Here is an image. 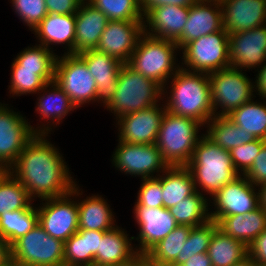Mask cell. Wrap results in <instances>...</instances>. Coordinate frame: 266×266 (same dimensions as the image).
Segmentation results:
<instances>
[{
    "mask_svg": "<svg viewBox=\"0 0 266 266\" xmlns=\"http://www.w3.org/2000/svg\"><path fill=\"white\" fill-rule=\"evenodd\" d=\"M47 136L35 134L10 167V173L33 200L66 195L76 184L65 158Z\"/></svg>",
    "mask_w": 266,
    "mask_h": 266,
    "instance_id": "1",
    "label": "cell"
},
{
    "mask_svg": "<svg viewBox=\"0 0 266 266\" xmlns=\"http://www.w3.org/2000/svg\"><path fill=\"white\" fill-rule=\"evenodd\" d=\"M169 81L171 89L167 90L169 86L163 88V100L166 101L162 103L166 102V110L177 116L192 118L205 126L214 116L209 75L181 67Z\"/></svg>",
    "mask_w": 266,
    "mask_h": 266,
    "instance_id": "2",
    "label": "cell"
},
{
    "mask_svg": "<svg viewBox=\"0 0 266 266\" xmlns=\"http://www.w3.org/2000/svg\"><path fill=\"white\" fill-rule=\"evenodd\" d=\"M196 190L213 197L224 185L239 176L233 166L230 151L224 150L205 134H201L193 156L186 165Z\"/></svg>",
    "mask_w": 266,
    "mask_h": 266,
    "instance_id": "3",
    "label": "cell"
},
{
    "mask_svg": "<svg viewBox=\"0 0 266 266\" xmlns=\"http://www.w3.org/2000/svg\"><path fill=\"white\" fill-rule=\"evenodd\" d=\"M178 51L181 50L175 41L152 37L144 33L127 65L164 88L169 84V78L181 68L180 63L176 62Z\"/></svg>",
    "mask_w": 266,
    "mask_h": 266,
    "instance_id": "4",
    "label": "cell"
},
{
    "mask_svg": "<svg viewBox=\"0 0 266 266\" xmlns=\"http://www.w3.org/2000/svg\"><path fill=\"white\" fill-rule=\"evenodd\" d=\"M200 122L165 111L155 144L168 166H186L200 139Z\"/></svg>",
    "mask_w": 266,
    "mask_h": 266,
    "instance_id": "5",
    "label": "cell"
},
{
    "mask_svg": "<svg viewBox=\"0 0 266 266\" xmlns=\"http://www.w3.org/2000/svg\"><path fill=\"white\" fill-rule=\"evenodd\" d=\"M163 96L160 84L124 64L119 71L116 91L105 108L118 119L160 103Z\"/></svg>",
    "mask_w": 266,
    "mask_h": 266,
    "instance_id": "6",
    "label": "cell"
},
{
    "mask_svg": "<svg viewBox=\"0 0 266 266\" xmlns=\"http://www.w3.org/2000/svg\"><path fill=\"white\" fill-rule=\"evenodd\" d=\"M208 75L214 116H228L256 97L254 82L240 69L230 66Z\"/></svg>",
    "mask_w": 266,
    "mask_h": 266,
    "instance_id": "7",
    "label": "cell"
},
{
    "mask_svg": "<svg viewBox=\"0 0 266 266\" xmlns=\"http://www.w3.org/2000/svg\"><path fill=\"white\" fill-rule=\"evenodd\" d=\"M11 260L20 266H64V242L37 225L11 246Z\"/></svg>",
    "mask_w": 266,
    "mask_h": 266,
    "instance_id": "8",
    "label": "cell"
},
{
    "mask_svg": "<svg viewBox=\"0 0 266 266\" xmlns=\"http://www.w3.org/2000/svg\"><path fill=\"white\" fill-rule=\"evenodd\" d=\"M181 50V67L187 71L209 74L231 66L229 33L224 28L187 43Z\"/></svg>",
    "mask_w": 266,
    "mask_h": 266,
    "instance_id": "9",
    "label": "cell"
},
{
    "mask_svg": "<svg viewBox=\"0 0 266 266\" xmlns=\"http://www.w3.org/2000/svg\"><path fill=\"white\" fill-rule=\"evenodd\" d=\"M77 184L72 191L60 197L42 199L41 206L37 207L38 223L53 238L67 241L78 231V206L74 197L83 195ZM73 199H71V198Z\"/></svg>",
    "mask_w": 266,
    "mask_h": 266,
    "instance_id": "10",
    "label": "cell"
},
{
    "mask_svg": "<svg viewBox=\"0 0 266 266\" xmlns=\"http://www.w3.org/2000/svg\"><path fill=\"white\" fill-rule=\"evenodd\" d=\"M54 82L77 108L96 102L97 86L86 63L77 54L57 57Z\"/></svg>",
    "mask_w": 266,
    "mask_h": 266,
    "instance_id": "11",
    "label": "cell"
},
{
    "mask_svg": "<svg viewBox=\"0 0 266 266\" xmlns=\"http://www.w3.org/2000/svg\"><path fill=\"white\" fill-rule=\"evenodd\" d=\"M112 158L116 170L141 179L158 177L168 167L156 144L125 143L118 140Z\"/></svg>",
    "mask_w": 266,
    "mask_h": 266,
    "instance_id": "12",
    "label": "cell"
},
{
    "mask_svg": "<svg viewBox=\"0 0 266 266\" xmlns=\"http://www.w3.org/2000/svg\"><path fill=\"white\" fill-rule=\"evenodd\" d=\"M211 199L215 211H210V219L214 221L220 216L244 215L260 206L259 189L244 175L224 185Z\"/></svg>",
    "mask_w": 266,
    "mask_h": 266,
    "instance_id": "13",
    "label": "cell"
},
{
    "mask_svg": "<svg viewBox=\"0 0 266 266\" xmlns=\"http://www.w3.org/2000/svg\"><path fill=\"white\" fill-rule=\"evenodd\" d=\"M34 136L35 126L26 117L0 103V163L11 167Z\"/></svg>",
    "mask_w": 266,
    "mask_h": 266,
    "instance_id": "14",
    "label": "cell"
},
{
    "mask_svg": "<svg viewBox=\"0 0 266 266\" xmlns=\"http://www.w3.org/2000/svg\"><path fill=\"white\" fill-rule=\"evenodd\" d=\"M165 111V104L159 103L122 115L116 119L115 124L119 130L118 140L125 143L155 144Z\"/></svg>",
    "mask_w": 266,
    "mask_h": 266,
    "instance_id": "15",
    "label": "cell"
},
{
    "mask_svg": "<svg viewBox=\"0 0 266 266\" xmlns=\"http://www.w3.org/2000/svg\"><path fill=\"white\" fill-rule=\"evenodd\" d=\"M229 62L242 71H257L266 63V24L229 34Z\"/></svg>",
    "mask_w": 266,
    "mask_h": 266,
    "instance_id": "16",
    "label": "cell"
},
{
    "mask_svg": "<svg viewBox=\"0 0 266 266\" xmlns=\"http://www.w3.org/2000/svg\"><path fill=\"white\" fill-rule=\"evenodd\" d=\"M143 34V21H108L96 50L127 64Z\"/></svg>",
    "mask_w": 266,
    "mask_h": 266,
    "instance_id": "17",
    "label": "cell"
},
{
    "mask_svg": "<svg viewBox=\"0 0 266 266\" xmlns=\"http://www.w3.org/2000/svg\"><path fill=\"white\" fill-rule=\"evenodd\" d=\"M133 211L140 230L137 237L133 236V240L139 243L135 247L136 252L147 253L178 226L169 209L165 207L134 206Z\"/></svg>",
    "mask_w": 266,
    "mask_h": 266,
    "instance_id": "18",
    "label": "cell"
},
{
    "mask_svg": "<svg viewBox=\"0 0 266 266\" xmlns=\"http://www.w3.org/2000/svg\"><path fill=\"white\" fill-rule=\"evenodd\" d=\"M77 55L86 63L94 77L97 86L96 102L103 103L105 107L116 91L119 71L124 64L96 49H89Z\"/></svg>",
    "mask_w": 266,
    "mask_h": 266,
    "instance_id": "19",
    "label": "cell"
},
{
    "mask_svg": "<svg viewBox=\"0 0 266 266\" xmlns=\"http://www.w3.org/2000/svg\"><path fill=\"white\" fill-rule=\"evenodd\" d=\"M223 28L222 6L211 1L198 0L189 7L182 35L175 43L181 50L187 43Z\"/></svg>",
    "mask_w": 266,
    "mask_h": 266,
    "instance_id": "20",
    "label": "cell"
},
{
    "mask_svg": "<svg viewBox=\"0 0 266 266\" xmlns=\"http://www.w3.org/2000/svg\"><path fill=\"white\" fill-rule=\"evenodd\" d=\"M221 6L223 27L229 34L266 24V0H228Z\"/></svg>",
    "mask_w": 266,
    "mask_h": 266,
    "instance_id": "21",
    "label": "cell"
},
{
    "mask_svg": "<svg viewBox=\"0 0 266 266\" xmlns=\"http://www.w3.org/2000/svg\"><path fill=\"white\" fill-rule=\"evenodd\" d=\"M40 91L37 93L41 95L37 98L38 102L36 104L37 106H35V111L40 114V119L45 120L47 124L45 125L43 123L37 126L35 128V134L47 135L49 133L51 134L50 131H53L51 127L62 123V119H65L64 117L71 113V111L77 109V107L54 81L47 83Z\"/></svg>",
    "mask_w": 266,
    "mask_h": 266,
    "instance_id": "22",
    "label": "cell"
},
{
    "mask_svg": "<svg viewBox=\"0 0 266 266\" xmlns=\"http://www.w3.org/2000/svg\"><path fill=\"white\" fill-rule=\"evenodd\" d=\"M188 14L189 7L176 5L155 7L144 16V33L176 41L182 35Z\"/></svg>",
    "mask_w": 266,
    "mask_h": 266,
    "instance_id": "23",
    "label": "cell"
},
{
    "mask_svg": "<svg viewBox=\"0 0 266 266\" xmlns=\"http://www.w3.org/2000/svg\"><path fill=\"white\" fill-rule=\"evenodd\" d=\"M75 31V14L58 15L48 13L33 30V34H35L39 44L49 50L53 49L50 45L65 44L66 51L64 54L69 55L74 54Z\"/></svg>",
    "mask_w": 266,
    "mask_h": 266,
    "instance_id": "24",
    "label": "cell"
},
{
    "mask_svg": "<svg viewBox=\"0 0 266 266\" xmlns=\"http://www.w3.org/2000/svg\"><path fill=\"white\" fill-rule=\"evenodd\" d=\"M76 17V31L74 41V54L96 49L99 44L101 34L103 33L108 19L105 14L95 8L87 0H84Z\"/></svg>",
    "mask_w": 266,
    "mask_h": 266,
    "instance_id": "25",
    "label": "cell"
},
{
    "mask_svg": "<svg viewBox=\"0 0 266 266\" xmlns=\"http://www.w3.org/2000/svg\"><path fill=\"white\" fill-rule=\"evenodd\" d=\"M215 222L225 234L243 242L247 247L266 228V210L260 205L244 215L220 216Z\"/></svg>",
    "mask_w": 266,
    "mask_h": 266,
    "instance_id": "26",
    "label": "cell"
},
{
    "mask_svg": "<svg viewBox=\"0 0 266 266\" xmlns=\"http://www.w3.org/2000/svg\"><path fill=\"white\" fill-rule=\"evenodd\" d=\"M119 226L106 231L94 256V266H110L128 261L137 252L132 246L133 237Z\"/></svg>",
    "mask_w": 266,
    "mask_h": 266,
    "instance_id": "27",
    "label": "cell"
},
{
    "mask_svg": "<svg viewBox=\"0 0 266 266\" xmlns=\"http://www.w3.org/2000/svg\"><path fill=\"white\" fill-rule=\"evenodd\" d=\"M104 231L78 230L64 242V266H94Z\"/></svg>",
    "mask_w": 266,
    "mask_h": 266,
    "instance_id": "28",
    "label": "cell"
},
{
    "mask_svg": "<svg viewBox=\"0 0 266 266\" xmlns=\"http://www.w3.org/2000/svg\"><path fill=\"white\" fill-rule=\"evenodd\" d=\"M78 206V230L109 231L115 225L113 210L108 202L100 195L87 196Z\"/></svg>",
    "mask_w": 266,
    "mask_h": 266,
    "instance_id": "29",
    "label": "cell"
},
{
    "mask_svg": "<svg viewBox=\"0 0 266 266\" xmlns=\"http://www.w3.org/2000/svg\"><path fill=\"white\" fill-rule=\"evenodd\" d=\"M191 226L178 225L146 254L149 265L181 266L182 249L191 231Z\"/></svg>",
    "mask_w": 266,
    "mask_h": 266,
    "instance_id": "30",
    "label": "cell"
},
{
    "mask_svg": "<svg viewBox=\"0 0 266 266\" xmlns=\"http://www.w3.org/2000/svg\"><path fill=\"white\" fill-rule=\"evenodd\" d=\"M157 178L161 181L163 207L167 209L197 191L193 177L186 166H168Z\"/></svg>",
    "mask_w": 266,
    "mask_h": 266,
    "instance_id": "31",
    "label": "cell"
},
{
    "mask_svg": "<svg viewBox=\"0 0 266 266\" xmlns=\"http://www.w3.org/2000/svg\"><path fill=\"white\" fill-rule=\"evenodd\" d=\"M206 125L205 135L224 150L230 151L256 139L227 116H213Z\"/></svg>",
    "mask_w": 266,
    "mask_h": 266,
    "instance_id": "32",
    "label": "cell"
},
{
    "mask_svg": "<svg viewBox=\"0 0 266 266\" xmlns=\"http://www.w3.org/2000/svg\"><path fill=\"white\" fill-rule=\"evenodd\" d=\"M207 253L212 266H232L248 256V247L217 228Z\"/></svg>",
    "mask_w": 266,
    "mask_h": 266,
    "instance_id": "33",
    "label": "cell"
},
{
    "mask_svg": "<svg viewBox=\"0 0 266 266\" xmlns=\"http://www.w3.org/2000/svg\"><path fill=\"white\" fill-rule=\"evenodd\" d=\"M38 223L37 207L33 204L27 209L5 212L0 215V237L10 246L27 234Z\"/></svg>",
    "mask_w": 266,
    "mask_h": 266,
    "instance_id": "34",
    "label": "cell"
},
{
    "mask_svg": "<svg viewBox=\"0 0 266 266\" xmlns=\"http://www.w3.org/2000/svg\"><path fill=\"white\" fill-rule=\"evenodd\" d=\"M261 100L264 102H256L253 98L232 111L227 117L256 139L266 140V99Z\"/></svg>",
    "mask_w": 266,
    "mask_h": 266,
    "instance_id": "35",
    "label": "cell"
},
{
    "mask_svg": "<svg viewBox=\"0 0 266 266\" xmlns=\"http://www.w3.org/2000/svg\"><path fill=\"white\" fill-rule=\"evenodd\" d=\"M199 191L180 201L173 207L169 208L170 213L175 218L178 225L199 226L210 219V203ZM209 203V204H208Z\"/></svg>",
    "mask_w": 266,
    "mask_h": 266,
    "instance_id": "36",
    "label": "cell"
},
{
    "mask_svg": "<svg viewBox=\"0 0 266 266\" xmlns=\"http://www.w3.org/2000/svg\"><path fill=\"white\" fill-rule=\"evenodd\" d=\"M55 75H39V68L11 67L10 96L38 93Z\"/></svg>",
    "mask_w": 266,
    "mask_h": 266,
    "instance_id": "37",
    "label": "cell"
},
{
    "mask_svg": "<svg viewBox=\"0 0 266 266\" xmlns=\"http://www.w3.org/2000/svg\"><path fill=\"white\" fill-rule=\"evenodd\" d=\"M41 44L27 47L18 53L11 67L39 68V75H55V65L58 55Z\"/></svg>",
    "mask_w": 266,
    "mask_h": 266,
    "instance_id": "38",
    "label": "cell"
},
{
    "mask_svg": "<svg viewBox=\"0 0 266 266\" xmlns=\"http://www.w3.org/2000/svg\"><path fill=\"white\" fill-rule=\"evenodd\" d=\"M109 21H143L140 0H87Z\"/></svg>",
    "mask_w": 266,
    "mask_h": 266,
    "instance_id": "39",
    "label": "cell"
},
{
    "mask_svg": "<svg viewBox=\"0 0 266 266\" xmlns=\"http://www.w3.org/2000/svg\"><path fill=\"white\" fill-rule=\"evenodd\" d=\"M34 201L23 185L10 173L0 184V215L27 209Z\"/></svg>",
    "mask_w": 266,
    "mask_h": 266,
    "instance_id": "40",
    "label": "cell"
},
{
    "mask_svg": "<svg viewBox=\"0 0 266 266\" xmlns=\"http://www.w3.org/2000/svg\"><path fill=\"white\" fill-rule=\"evenodd\" d=\"M218 228L214 220L191 228L187 241L182 249V264L193 255L208 251L213 233Z\"/></svg>",
    "mask_w": 266,
    "mask_h": 266,
    "instance_id": "41",
    "label": "cell"
},
{
    "mask_svg": "<svg viewBox=\"0 0 266 266\" xmlns=\"http://www.w3.org/2000/svg\"><path fill=\"white\" fill-rule=\"evenodd\" d=\"M15 13L20 17L23 24L33 31L46 17L47 8L45 0H10Z\"/></svg>",
    "mask_w": 266,
    "mask_h": 266,
    "instance_id": "42",
    "label": "cell"
},
{
    "mask_svg": "<svg viewBox=\"0 0 266 266\" xmlns=\"http://www.w3.org/2000/svg\"><path fill=\"white\" fill-rule=\"evenodd\" d=\"M265 143L264 139H255L230 150L233 166L239 175H244L250 169Z\"/></svg>",
    "mask_w": 266,
    "mask_h": 266,
    "instance_id": "43",
    "label": "cell"
},
{
    "mask_svg": "<svg viewBox=\"0 0 266 266\" xmlns=\"http://www.w3.org/2000/svg\"><path fill=\"white\" fill-rule=\"evenodd\" d=\"M134 206H147L150 208L163 207V192L161 181L157 177L143 178Z\"/></svg>",
    "mask_w": 266,
    "mask_h": 266,
    "instance_id": "44",
    "label": "cell"
},
{
    "mask_svg": "<svg viewBox=\"0 0 266 266\" xmlns=\"http://www.w3.org/2000/svg\"><path fill=\"white\" fill-rule=\"evenodd\" d=\"M244 176L256 187L266 182V143Z\"/></svg>",
    "mask_w": 266,
    "mask_h": 266,
    "instance_id": "45",
    "label": "cell"
},
{
    "mask_svg": "<svg viewBox=\"0 0 266 266\" xmlns=\"http://www.w3.org/2000/svg\"><path fill=\"white\" fill-rule=\"evenodd\" d=\"M84 0H45L47 13L51 14H76Z\"/></svg>",
    "mask_w": 266,
    "mask_h": 266,
    "instance_id": "46",
    "label": "cell"
},
{
    "mask_svg": "<svg viewBox=\"0 0 266 266\" xmlns=\"http://www.w3.org/2000/svg\"><path fill=\"white\" fill-rule=\"evenodd\" d=\"M248 255L256 265L266 264V228L249 245Z\"/></svg>",
    "mask_w": 266,
    "mask_h": 266,
    "instance_id": "47",
    "label": "cell"
},
{
    "mask_svg": "<svg viewBox=\"0 0 266 266\" xmlns=\"http://www.w3.org/2000/svg\"><path fill=\"white\" fill-rule=\"evenodd\" d=\"M198 0H140L142 15L145 16L150 10L163 5H176L190 7Z\"/></svg>",
    "mask_w": 266,
    "mask_h": 266,
    "instance_id": "48",
    "label": "cell"
},
{
    "mask_svg": "<svg viewBox=\"0 0 266 266\" xmlns=\"http://www.w3.org/2000/svg\"><path fill=\"white\" fill-rule=\"evenodd\" d=\"M256 75V80L254 82L255 95H259L261 99H266V63L258 69Z\"/></svg>",
    "mask_w": 266,
    "mask_h": 266,
    "instance_id": "49",
    "label": "cell"
},
{
    "mask_svg": "<svg viewBox=\"0 0 266 266\" xmlns=\"http://www.w3.org/2000/svg\"><path fill=\"white\" fill-rule=\"evenodd\" d=\"M181 266H212L207 252L199 253L188 258Z\"/></svg>",
    "mask_w": 266,
    "mask_h": 266,
    "instance_id": "50",
    "label": "cell"
},
{
    "mask_svg": "<svg viewBox=\"0 0 266 266\" xmlns=\"http://www.w3.org/2000/svg\"><path fill=\"white\" fill-rule=\"evenodd\" d=\"M148 258L146 253L137 252L133 257L128 261L117 263L110 266H148Z\"/></svg>",
    "mask_w": 266,
    "mask_h": 266,
    "instance_id": "51",
    "label": "cell"
},
{
    "mask_svg": "<svg viewBox=\"0 0 266 266\" xmlns=\"http://www.w3.org/2000/svg\"><path fill=\"white\" fill-rule=\"evenodd\" d=\"M11 260L10 245L0 237V266H4Z\"/></svg>",
    "mask_w": 266,
    "mask_h": 266,
    "instance_id": "52",
    "label": "cell"
},
{
    "mask_svg": "<svg viewBox=\"0 0 266 266\" xmlns=\"http://www.w3.org/2000/svg\"><path fill=\"white\" fill-rule=\"evenodd\" d=\"M260 205L266 210V182L258 187Z\"/></svg>",
    "mask_w": 266,
    "mask_h": 266,
    "instance_id": "53",
    "label": "cell"
},
{
    "mask_svg": "<svg viewBox=\"0 0 266 266\" xmlns=\"http://www.w3.org/2000/svg\"><path fill=\"white\" fill-rule=\"evenodd\" d=\"M9 174H10V167L3 163H0V184Z\"/></svg>",
    "mask_w": 266,
    "mask_h": 266,
    "instance_id": "54",
    "label": "cell"
},
{
    "mask_svg": "<svg viewBox=\"0 0 266 266\" xmlns=\"http://www.w3.org/2000/svg\"><path fill=\"white\" fill-rule=\"evenodd\" d=\"M232 266H257V265L253 262V259L248 255L242 261H240V262H238Z\"/></svg>",
    "mask_w": 266,
    "mask_h": 266,
    "instance_id": "55",
    "label": "cell"
},
{
    "mask_svg": "<svg viewBox=\"0 0 266 266\" xmlns=\"http://www.w3.org/2000/svg\"><path fill=\"white\" fill-rule=\"evenodd\" d=\"M207 1H211V2H214V3L222 5L224 2H226L228 0H207Z\"/></svg>",
    "mask_w": 266,
    "mask_h": 266,
    "instance_id": "56",
    "label": "cell"
},
{
    "mask_svg": "<svg viewBox=\"0 0 266 266\" xmlns=\"http://www.w3.org/2000/svg\"><path fill=\"white\" fill-rule=\"evenodd\" d=\"M4 266H17V264L13 261L10 260L8 263H6Z\"/></svg>",
    "mask_w": 266,
    "mask_h": 266,
    "instance_id": "57",
    "label": "cell"
}]
</instances>
